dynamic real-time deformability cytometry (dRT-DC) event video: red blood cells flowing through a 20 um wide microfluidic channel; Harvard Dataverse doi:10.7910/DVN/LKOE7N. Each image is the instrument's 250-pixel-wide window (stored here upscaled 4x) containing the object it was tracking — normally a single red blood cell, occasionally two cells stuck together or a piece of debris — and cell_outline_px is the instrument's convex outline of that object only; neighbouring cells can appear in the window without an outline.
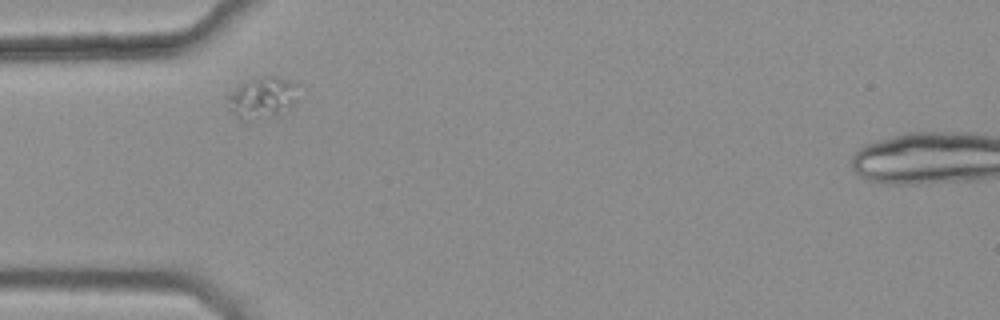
{"species": "common noctule bat (a hibernating species)", "species_latin": "Nyctalus noctula", "temperature_condition": "warm", "stored_images_in_passage": 2, "camera_frame_rate_fps": 3000, "um_per_image_px": 0.085, "animal": {"sex": "female", "body_mass_g": 25.1}, "frame": {"image": 1, "passage_image": 1, "time_ms": 0.0, "image_size_px": [1000, 320], "cell_outline_px": [[292, 104], [276, 116], [244, 124], [228, 108], [224, 96], [244, 80], [256, 76], [276, 76], [288, 80], [292, 84]], "centroid_in_image_um": [22.08, 8.35], "position_along_channel_um": 62.9, "area_um2": 17.22}}
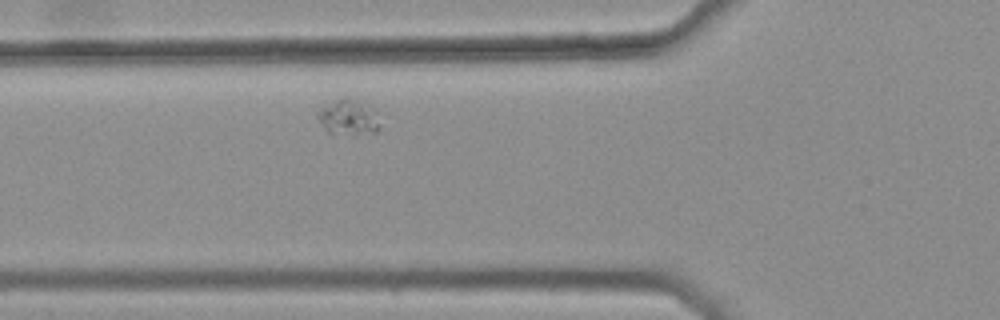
{"frame": {"image": 2, "passage_image": 2, "time_ms": 0.333, "image_size_px": [1000, 320], "cell_outline_px": [[380, 128], [376, 132], [356, 136], [352, 136], [328, 132], [324, 128], [316, 116], [320, 108], [344, 96], [368, 104], [376, 112]], "centroid_in_image_um": [29.63, 10.0], "position_along_channel_um": 96.2, "area_um2": 13.12}}